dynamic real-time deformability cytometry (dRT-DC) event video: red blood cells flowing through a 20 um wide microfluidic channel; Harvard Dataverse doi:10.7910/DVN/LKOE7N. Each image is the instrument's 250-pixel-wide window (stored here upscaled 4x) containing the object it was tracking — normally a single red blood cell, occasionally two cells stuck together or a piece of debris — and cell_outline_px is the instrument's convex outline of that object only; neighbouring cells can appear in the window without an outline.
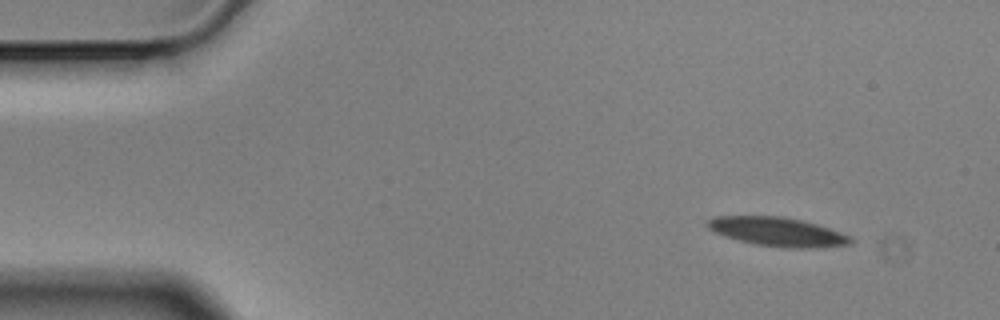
{"species": "Egyptian fruit bat (a non-hibernating species)", "species_latin": "Rousettus aegyptiacus", "temperature_condition": "cold", "stored_images_in_passage": 5, "camera_frame_rate_fps": 3000, "um_per_image_px": 0.085, "animal": {"sex": "male"}, "frame": {"image": 1, "passage_image": 1, "time_ms": 0.0, "image_size_px": [1000, 320], "cell_outline_px": [[856, 240], [852, 244], [812, 248], [780, 248], [756, 244], [724, 236], [708, 228], [708, 220], [716, 216], [780, 216], [800, 220], [816, 224], [852, 236]], "centroid_in_image_um": [66.15, 19.71], "position_along_channel_um": 18.9, "area_um2": 24.04}}
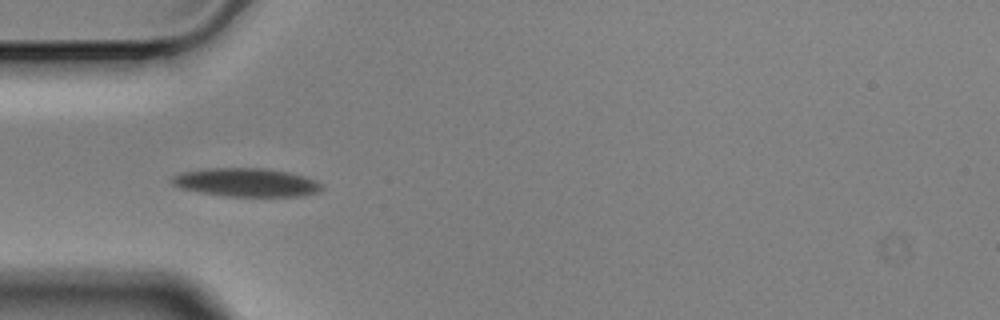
{"frame": {"image": 2, "passage_image": 4, "time_ms": 1.0, "image_size_px": [1000, 320], "cell_outline_px": [[324, 188], [316, 192], [300, 196], [224, 196], [200, 192], [180, 188], [172, 184], [172, 176], [184, 172], [208, 168], [264, 168], [288, 172], [304, 176], [316, 180]], "centroid_in_image_um": [20.93, 15.5], "position_along_channel_um": 64.1, "area_um2": 24.68}}
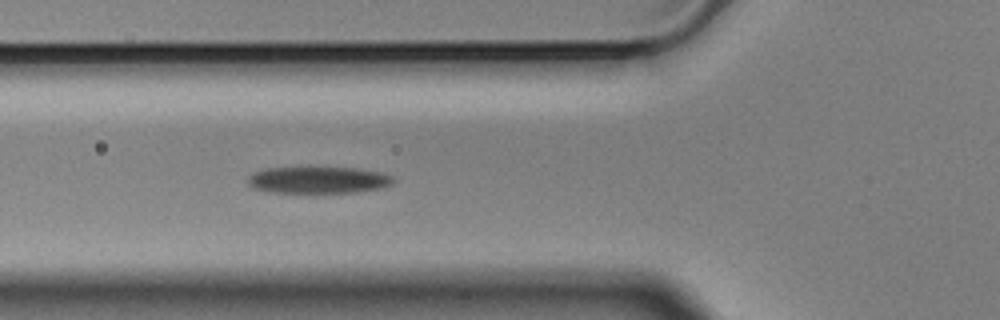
{"frame": {"image": 3, "passage_image": 5, "time_ms": 1.333, "image_size_px": [1000, 320], "cell_outline_px": [[396, 180], [392, 184], [384, 188], [356, 192], [272, 192], [252, 188], [248, 184], [248, 176], [252, 172], [264, 168], [308, 164], [356, 168], [380, 172], [392, 176]], "centroid_in_image_um": [27.02, 15.24], "position_along_channel_um": 98.8, "area_um2": 23.99}}